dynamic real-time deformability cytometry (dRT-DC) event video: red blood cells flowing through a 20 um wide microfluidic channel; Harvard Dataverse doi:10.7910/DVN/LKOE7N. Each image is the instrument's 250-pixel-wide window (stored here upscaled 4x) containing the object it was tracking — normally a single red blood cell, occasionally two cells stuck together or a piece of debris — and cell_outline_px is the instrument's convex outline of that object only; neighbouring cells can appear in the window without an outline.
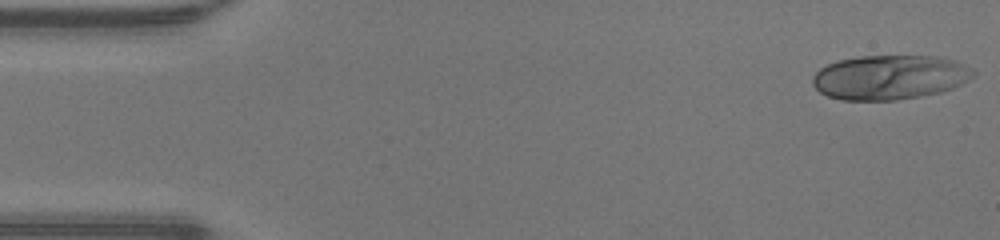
{"species": "human", "species_latin": "Homo sapiens", "temperature_condition": "warm", "stored_images_in_passage": 46, "camera_frame_rate_fps": 3000, "um_per_image_px": 0.085, "donor": {"sex": "male"}, "frame": {"image": 1, "passage_image": 1, "time_ms": 0.0, "image_size_px": [1000, 240], "cell_outline_px": [[976, 76], [952, 88], [940, 92], [920, 96], [896, 100], [840, 100], [828, 96], [820, 92], [812, 84], [812, 76], [820, 68], [828, 64], [840, 60], [860, 56], [936, 56], [956, 60], [972, 68], [976, 72]], "centroid_in_image_um": [75.64, 6.56], "position_along_channel_um": 9.4, "area_um2": 41.79}}
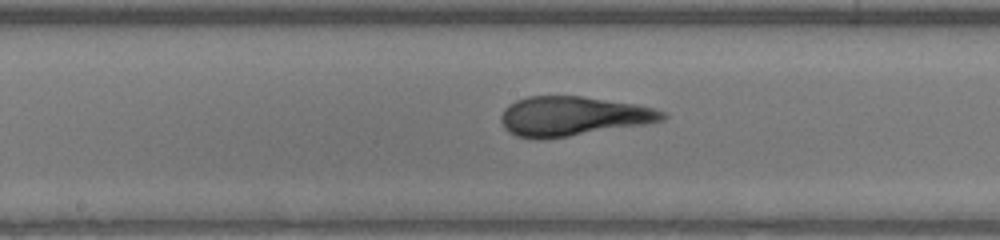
{"frame": {"image": 2, "passage_image": 23, "time_ms": 7.333, "image_size_px": [1000, 240], "cell_outline_px": [[668, 116], [664, 120], [648, 124], [568, 136], [540, 140], [516, 136], [508, 132], [504, 128], [500, 120], [500, 116], [504, 108], [508, 104], [516, 100], [528, 96], [580, 96], [636, 104], [652, 108], [664, 112]], "centroid_in_image_um": [48.66, 9.88], "position_along_channel_um": 199.5, "area_um2": 37.28}}
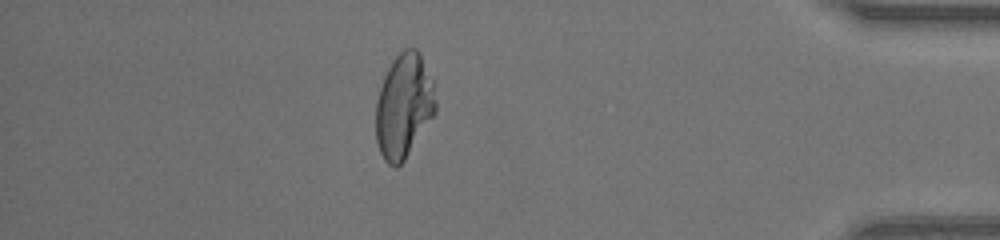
{"frame": {"image": 3, "passage_image": 40, "time_ms": 13.0, "image_size_px": [1000, 240], "cell_outline_px": [[436, 112], [404, 160], [396, 168], [388, 164], [384, 160], [380, 152], [376, 140], [376, 100], [384, 76], [392, 60], [404, 48], [416, 48], [420, 52], [432, 80], [436, 100]], "centroid_in_image_um": [34.32, 9.0], "position_along_channel_um": 400.9, "area_um2": 36.3}}